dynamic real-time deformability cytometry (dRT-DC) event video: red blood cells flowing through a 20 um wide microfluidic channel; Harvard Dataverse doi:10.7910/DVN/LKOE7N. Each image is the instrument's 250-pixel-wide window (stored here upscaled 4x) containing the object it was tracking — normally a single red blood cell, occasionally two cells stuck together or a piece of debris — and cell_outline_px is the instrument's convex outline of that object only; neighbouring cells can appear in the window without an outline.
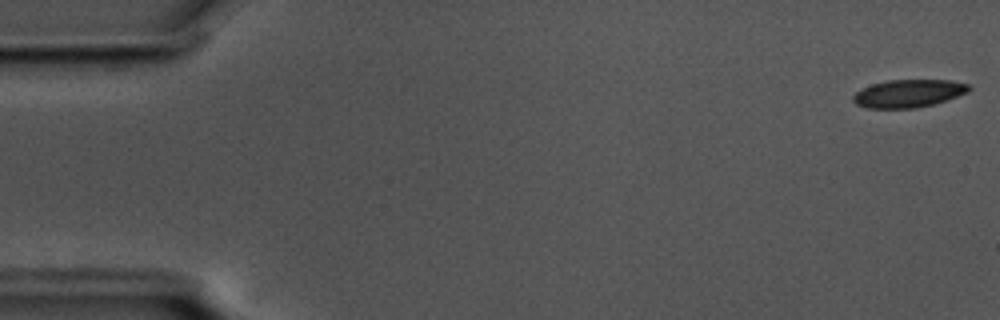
{"species": "common noctule bat (a hibernating species)", "species_latin": "Nyctalus noctula", "temperature_condition": "cold", "stored_images_in_passage": 6, "camera_frame_rate_fps": 3000, "um_per_image_px": 0.085, "animal": {"sex": "male", "body_mass_g": 17.5, "forearm_length_mm": 52.3}, "frame": {"image": 1, "passage_image": 1, "time_ms": 0.0, "image_size_px": [1000, 320], "cell_outline_px": [[972, 88], [968, 92], [932, 104], [916, 108], [868, 108], [856, 104], [852, 100], [852, 96], [860, 88], [872, 84], [888, 80], [952, 80], [968, 84]], "centroid_in_image_um": [77.19, 7.93], "position_along_channel_um": 7.8, "area_um2": 18.73}}